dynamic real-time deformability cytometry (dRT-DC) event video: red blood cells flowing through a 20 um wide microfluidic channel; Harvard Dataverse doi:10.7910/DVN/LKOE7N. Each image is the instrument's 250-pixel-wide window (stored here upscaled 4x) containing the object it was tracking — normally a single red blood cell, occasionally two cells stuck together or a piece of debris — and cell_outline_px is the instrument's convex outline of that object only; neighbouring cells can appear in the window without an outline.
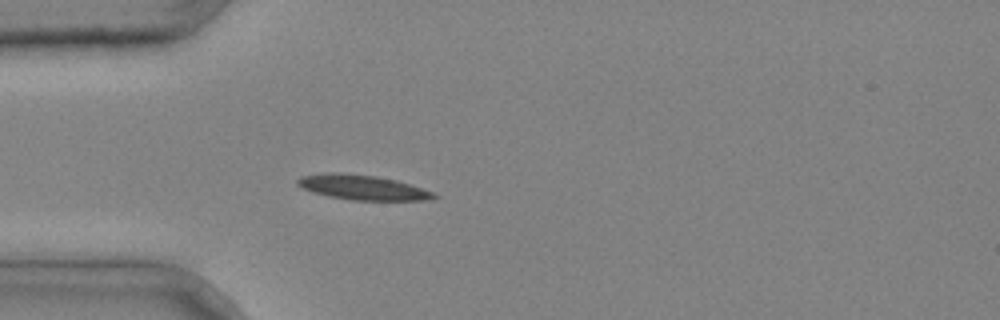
{"species": "common noctule bat (a hibernating species)", "species_latin": "Nyctalus noctula", "temperature_condition": "cold", "stored_images_in_passage": 28, "camera_frame_rate_fps": 3000, "um_per_image_px": 0.085, "animal": {"sex": "male", "body_mass_g": 20.4}, "frame": {"image": 1, "passage_image": 6, "time_ms": 1.667, "image_size_px": [1000, 320], "cell_outline_px": [[440, 196], [428, 200], [352, 200], [328, 196], [304, 188], [296, 184], [296, 180], [300, 176], [324, 172], [340, 172], [376, 176], [396, 180], [432, 192]], "centroid_in_image_um": [30.78, 15.92], "position_along_channel_um": 54.2, "area_um2": 19.59}}
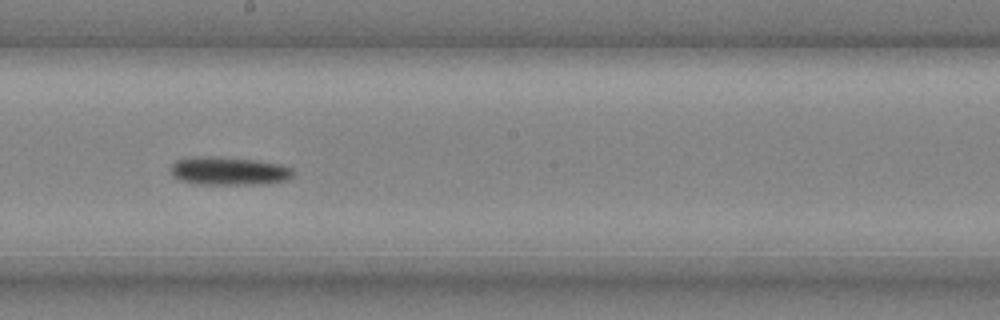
{"frame": {"image": 2, "passage_image": 18, "time_ms": 5.667, "image_size_px": [1000, 320], "cell_outline_px": [[296, 172], [288, 180], [264, 184], [192, 184], [180, 180], [172, 176], [172, 164], [176, 160], [192, 156], [212, 156], [256, 160], [284, 164], [292, 168]], "centroid_in_image_um": [19.49, 14.53], "position_along_channel_um": 228.7, "area_um2": 20.52}}
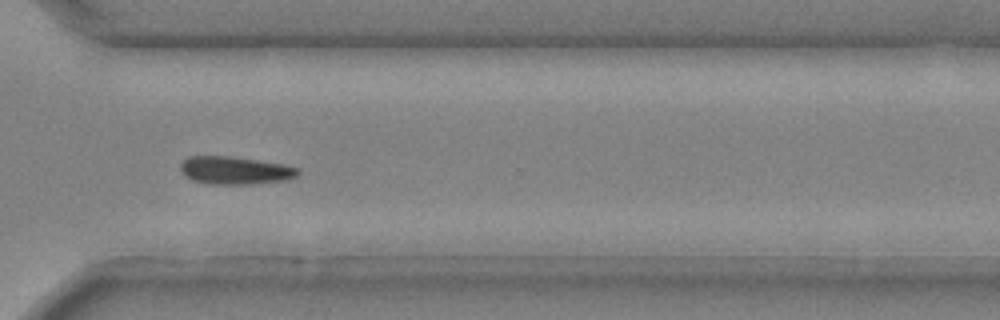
{"frame": {"image": 3, "passage_image": 26, "time_ms": 8.333, "image_size_px": [1000, 320], "cell_outline_px": [[300, 172], [296, 176], [288, 180], [248, 184], [208, 184], [192, 180], [184, 176], [180, 168], [180, 164], [188, 156], [228, 156], [284, 164], [300, 168]], "centroid_in_image_um": [19.98, 14.49], "position_along_channel_um": 350.6, "area_um2": 19.13}}